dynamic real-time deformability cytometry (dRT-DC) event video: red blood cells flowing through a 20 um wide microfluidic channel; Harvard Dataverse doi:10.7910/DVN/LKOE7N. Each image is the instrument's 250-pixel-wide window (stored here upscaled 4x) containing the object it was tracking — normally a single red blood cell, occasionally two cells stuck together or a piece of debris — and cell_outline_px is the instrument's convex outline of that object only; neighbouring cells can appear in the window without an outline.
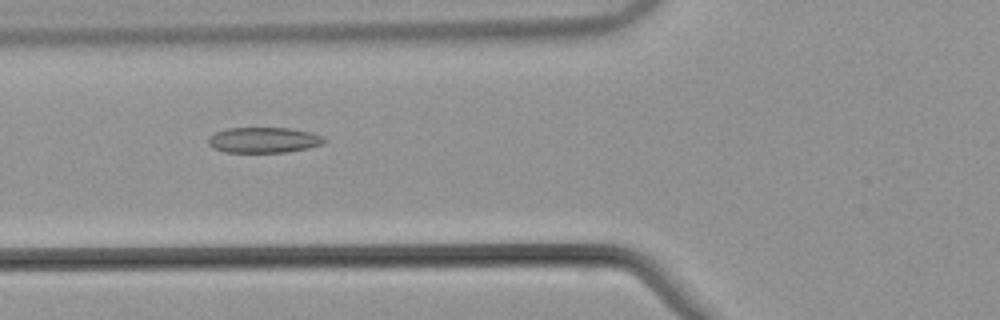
{"species": "common noctule bat (a hibernating species)", "species_latin": "Nyctalus noctula", "temperature_condition": "warm", "stored_images_in_passage": 40, "camera_frame_rate_fps": 3000, "um_per_image_px": 0.085, "animal": {"sex": "male", "body_mass_g": 21.5, "forearm_length_mm": 52.0}, "frame": {"image": 1, "passage_image": 7, "time_ms": 2.0, "image_size_px": [1000, 320], "cell_outline_px": [[328, 140], [324, 144], [308, 148], [288, 152], [224, 152], [212, 148], [208, 144], [208, 136], [216, 132], [228, 128], [292, 128], [312, 132], [324, 136]], "centroid_in_image_um": [22.45, 11.9], "position_along_channel_um": 103.3, "area_um2": 17.57}}
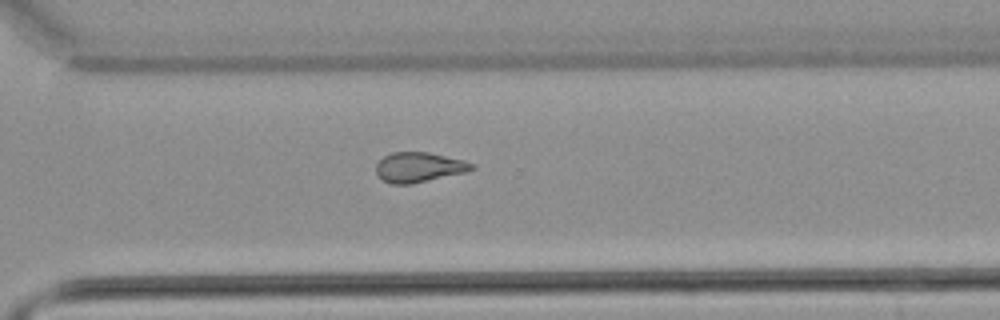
{"frame": {"image": 2, "passage_image": 25, "time_ms": 8.0, "image_size_px": [1000, 320], "cell_outline_px": [[476, 168], [464, 172], [412, 184], [392, 184], [384, 180], [376, 172], [376, 164], [384, 156], [392, 152], [428, 152], [464, 160], [476, 164]], "centroid_in_image_um": [35.63, 14.21], "position_along_channel_um": 335.0, "area_um2": 16.59}}
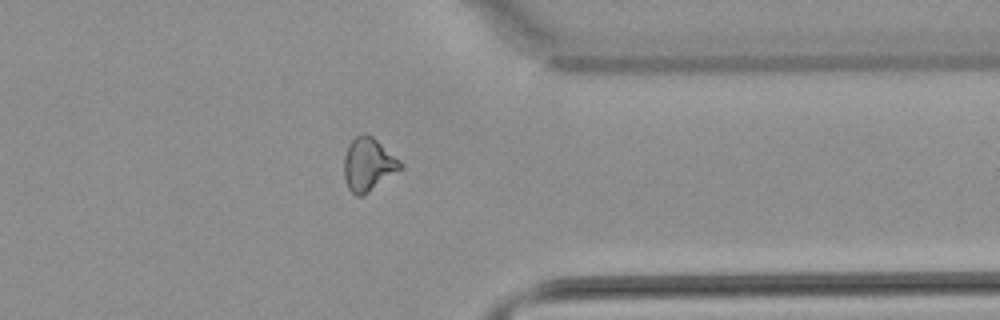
{"frame": {"image": 3, "passage_image": 29, "time_ms": 9.333, "image_size_px": [1000, 320], "cell_outline_px": [[404, 168], [364, 196], [356, 196], [348, 188], [344, 176], [344, 156], [348, 144], [356, 136], [364, 132], [372, 136], [400, 160], [404, 164]], "centroid_in_image_um": [31.32, 13.99], "position_along_channel_um": 380.1, "area_um2": 17.74}, "authors_computed_cell_mechanics": {"area_um2": 17.051, "velocity_mm_per_s": 3.857, "shape_relaxation_time_tau1_ms": null, "shape_relaxation_time_tau2_ms": 3.3328, "deformation_change_tau1": null, "deformation_change_tau2": 0.1177}}